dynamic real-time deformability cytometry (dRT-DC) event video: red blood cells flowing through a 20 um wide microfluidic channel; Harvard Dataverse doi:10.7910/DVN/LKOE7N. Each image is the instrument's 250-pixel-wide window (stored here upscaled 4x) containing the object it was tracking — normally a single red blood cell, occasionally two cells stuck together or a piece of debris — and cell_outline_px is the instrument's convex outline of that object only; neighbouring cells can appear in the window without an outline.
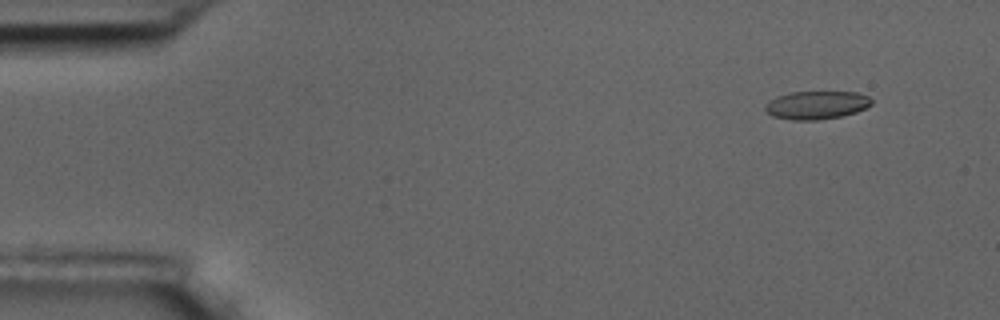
{"species": "common noctule bat (a hibernating species)", "species_latin": "Nyctalus noctula", "temperature_condition": "room temperature", "stored_images_in_passage": 52, "camera_frame_rate_fps": 3000, "um_per_image_px": 0.085, "animal": {"sex": "male", "body_mass_g": 17.5, "forearm_length_mm": 52.3}, "frame": {"image": 1, "passage_image": 1, "time_ms": 0.0, "image_size_px": [1000, 320], "cell_outline_px": [[872, 104], [856, 112], [840, 116], [816, 120], [792, 120], [772, 116], [764, 108], [764, 104], [768, 100], [776, 96], [792, 92], [856, 92], [868, 96], [872, 100]], "centroid_in_image_um": [69.36, 8.92], "position_along_channel_um": 15.6, "area_um2": 17.46}}
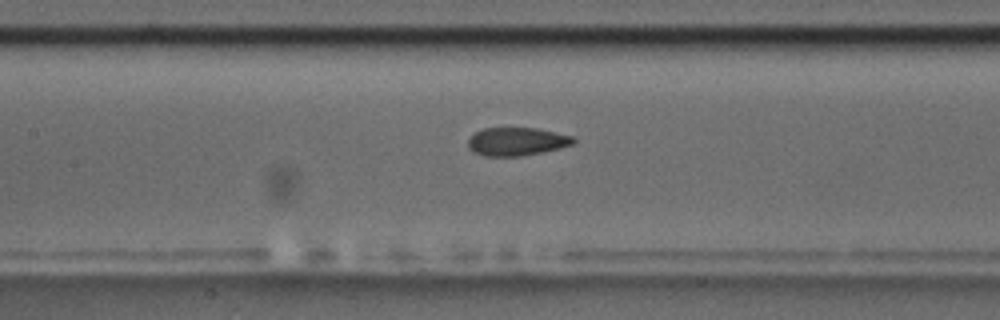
{"frame": {"image": 2, "passage_image": 22, "time_ms": 7.0, "image_size_px": [1000, 320], "cell_outline_px": [[576, 140], [572, 144], [560, 148], [544, 152], [520, 156], [484, 156], [472, 152], [468, 148], [468, 140], [476, 132], [484, 128], [536, 128], [576, 136]], "centroid_in_image_um": [43.94, 12.03], "position_along_channel_um": 163.5, "area_um2": 17.46}}
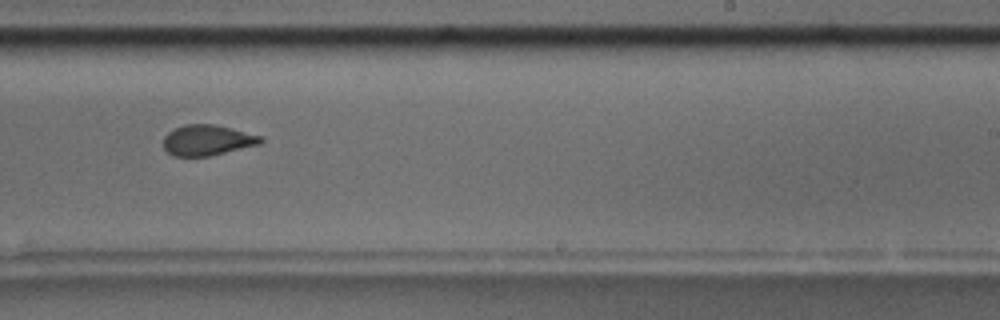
{"frame": {"image": 3, "passage_image": 31, "time_ms": 10.0, "image_size_px": [1000, 320], "cell_outline_px": [[264, 140], [260, 144], [212, 156], [172, 156], [164, 148], [164, 136], [168, 132], [184, 124], [216, 124], [264, 136]], "centroid_in_image_um": [17.66, 11.91], "position_along_channel_um": 271.3, "area_um2": 17.57}, "authors_computed_cell_mechanics": {"area_um2": 18.1492, "velocity_mm_per_s": 3.6174, "shape_relaxation_time_tau1_ms": null, "shape_relaxation_time_tau2_ms": 1.728, "deformation_change_tau1": null, "deformation_change_tau2": 0.0701}}